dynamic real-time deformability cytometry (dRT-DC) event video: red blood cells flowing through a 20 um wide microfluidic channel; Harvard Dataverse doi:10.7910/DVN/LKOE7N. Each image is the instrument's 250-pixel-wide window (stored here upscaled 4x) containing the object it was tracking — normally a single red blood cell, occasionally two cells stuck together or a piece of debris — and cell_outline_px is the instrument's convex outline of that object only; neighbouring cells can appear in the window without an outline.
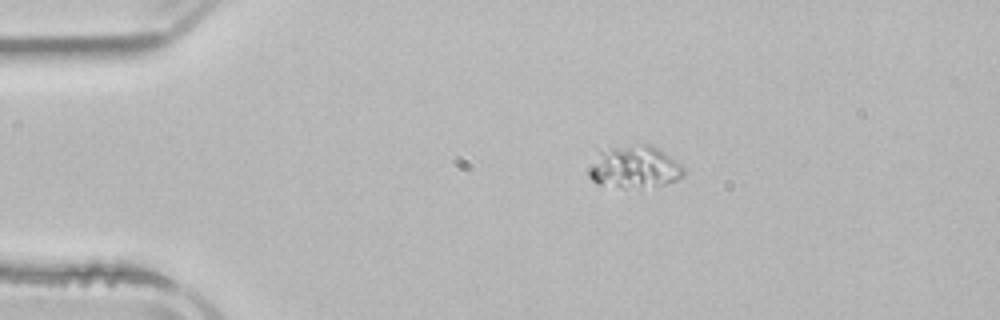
{"species": "common noctule bat (a hibernating species)", "species_latin": "Nyctalus noctula", "temperature_condition": "room temperature", "stored_images_in_passage": 4, "camera_frame_rate_fps": 3000, "um_per_image_px": 0.085, "animal": {"sex": "male", "body_mass_g": 21.5, "forearm_length_mm": 52.0}, "frame": {"image": 1, "passage_image": 4, "time_ms": 4.333, "image_size_px": [1000, 320], "cell_outline_px": [[684, 176], [676, 180], [664, 184], [596, 184], [588, 176], [588, 168], [596, 148], [640, 144], [652, 144], [660, 148], [684, 164]], "centroid_in_image_um": [53.91, 14.08], "position_along_channel_um": 31.1, "area_um2": 23.35}}